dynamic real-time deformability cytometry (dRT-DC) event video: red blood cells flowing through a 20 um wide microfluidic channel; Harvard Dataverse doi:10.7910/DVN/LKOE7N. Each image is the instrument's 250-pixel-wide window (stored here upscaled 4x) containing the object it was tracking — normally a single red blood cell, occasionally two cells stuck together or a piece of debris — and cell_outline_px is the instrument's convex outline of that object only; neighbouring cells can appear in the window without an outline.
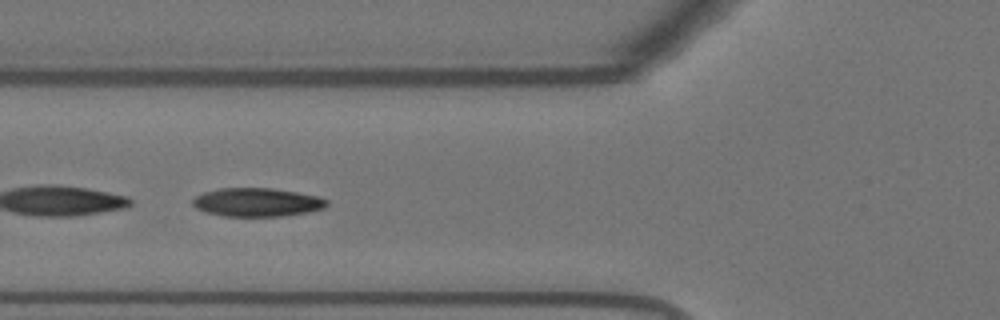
{"species": "Egyptian fruit bat (a non-hibernating species)", "species_latin": "Rousettus aegyptiacus", "temperature_condition": "warm", "stored_images_in_passage": 45, "camera_frame_rate_fps": 3000, "um_per_image_px": 0.085, "animal": {"sex": "female"}, "frame": {"image": 1, "passage_image": 10, "time_ms": 3.0, "image_size_px": [1000, 320], "cell_outline_px": [[328, 204], [324, 208], [308, 212], [280, 216], [224, 216], [204, 212], [196, 208], [192, 204], [192, 200], [196, 196], [204, 192], [220, 188], [272, 188], [296, 192], [316, 196], [328, 200]], "centroid_in_image_um": [21.82, 17.19], "position_along_channel_um": 104.0, "area_um2": 22.25}}
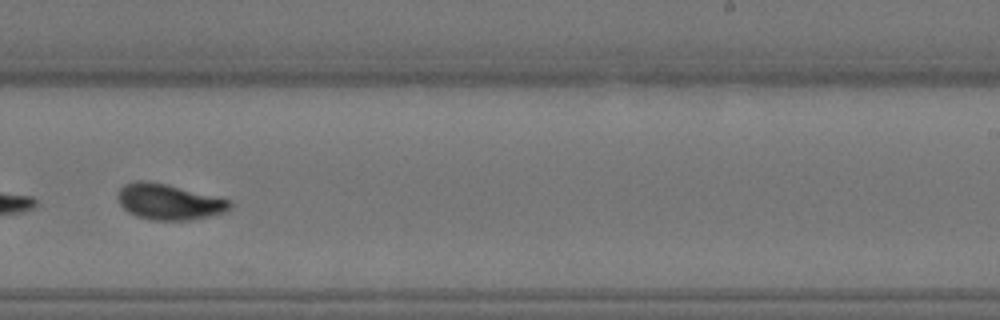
{"frame": {"image": 2, "passage_image": 24, "time_ms": 7.667, "image_size_px": [1000, 320], "cell_outline_px": [[232, 204], [228, 212], [192, 220], [148, 220], [136, 216], [128, 212], [120, 204], [116, 196], [120, 188], [124, 184], [136, 180], [144, 180], [168, 184], [228, 200]], "centroid_in_image_um": [14.32, 17.16], "position_along_channel_um": 274.7, "area_um2": 23.47}}
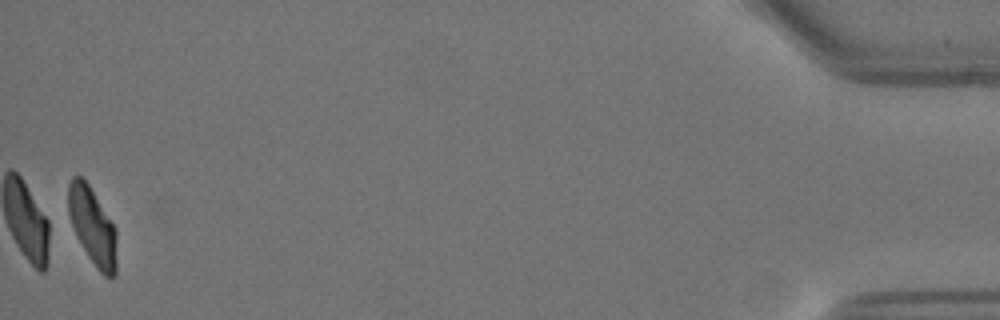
{"frame": {"image": 3, "passage_image": 44, "time_ms": 14.333, "image_size_px": [1000, 320], "cell_outline_px": [[116, 276], [104, 276], [96, 268], [88, 256], [76, 236], [68, 212], [68, 184], [72, 176], [80, 176], [88, 184], [116, 228]], "centroid_in_image_um": [7.86, 19.24], "position_along_channel_um": 427.3, "area_um2": 21.62}, "authors_computed_cell_mechanics": {"area_um2": 22.831, "velocity_mm_per_s": 3.6658, "shape_relaxation_time_tau1_ms": 4.2981, "shape_relaxation_time_tau2_ms": 1.4494, "deformation_change_tau1": 0.1734, "deformation_change_tau2": 0.0667}}